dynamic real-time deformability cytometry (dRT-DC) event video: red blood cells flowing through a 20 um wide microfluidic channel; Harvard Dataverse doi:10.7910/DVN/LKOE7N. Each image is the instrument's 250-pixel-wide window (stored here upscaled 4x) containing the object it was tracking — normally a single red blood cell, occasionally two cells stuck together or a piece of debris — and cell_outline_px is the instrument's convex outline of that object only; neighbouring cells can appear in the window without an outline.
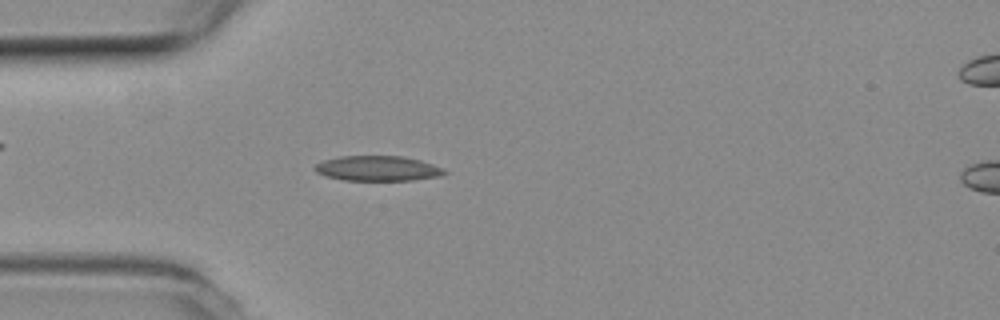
{"species": "common noctule bat (a hibernating species)", "species_latin": "Nyctalus noctula", "temperature_condition": "room temperature", "stored_images_in_passage": 4, "camera_frame_rate_fps": 3000, "um_per_image_px": 0.085, "animal": {"sex": "female", "body_mass_g": 19.3, "forearm_length_mm": 54.1}, "frame": {"image": 1, "passage_image": 4, "time_ms": 1.0, "image_size_px": [1000, 320], "cell_outline_px": [[448, 172], [440, 176], [412, 180], [344, 180], [324, 176], [316, 172], [312, 168], [316, 164], [324, 160], [340, 156], [404, 156], [420, 160], [444, 168]], "centroid_in_image_um": [32.09, 14.31], "position_along_channel_um": 52.9, "area_um2": 19.02}}